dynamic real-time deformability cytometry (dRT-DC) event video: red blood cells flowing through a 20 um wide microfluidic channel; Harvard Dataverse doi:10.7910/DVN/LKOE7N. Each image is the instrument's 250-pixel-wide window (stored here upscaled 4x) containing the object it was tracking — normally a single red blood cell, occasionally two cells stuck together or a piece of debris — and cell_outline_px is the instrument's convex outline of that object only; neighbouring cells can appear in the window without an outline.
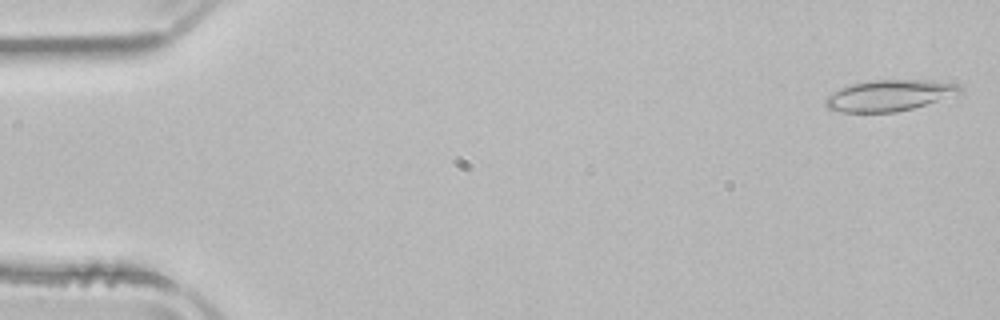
{"species": "common noctule bat (a hibernating species)", "species_latin": "Nyctalus noctula", "temperature_condition": "room temperature", "stored_images_in_passage": 14, "camera_frame_rate_fps": 3000, "um_per_image_px": 0.085, "animal": {"sex": "male", "body_mass_g": 21.5, "forearm_length_mm": 52.0}, "frame": {"image": 1, "passage_image": 1, "time_ms": 0.0, "image_size_px": [1000, 320], "cell_outline_px": [[964, 88], [960, 92], [912, 108], [896, 112], [840, 112], [828, 108], [824, 104], [824, 100], [828, 96], [840, 88], [852, 84], [872, 80], [932, 80], [956, 84]], "centroid_in_image_um": [75.53, 8.11], "position_along_channel_um": 9.5, "area_um2": 23.93}}